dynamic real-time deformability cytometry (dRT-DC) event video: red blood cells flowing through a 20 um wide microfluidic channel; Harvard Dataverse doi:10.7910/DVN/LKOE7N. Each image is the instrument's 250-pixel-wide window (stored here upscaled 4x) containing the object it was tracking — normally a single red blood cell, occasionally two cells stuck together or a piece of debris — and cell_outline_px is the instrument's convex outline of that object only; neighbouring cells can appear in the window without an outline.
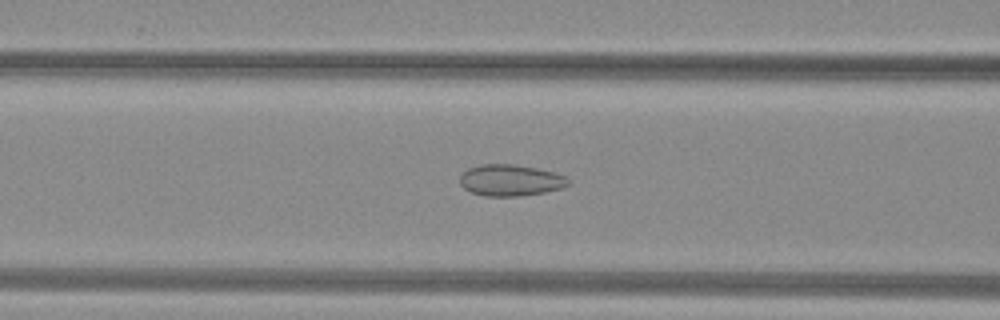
{"species": "common noctule bat (a hibernating species)", "species_latin": "Nyctalus noctula", "temperature_condition": "warm", "stored_images_in_passage": 52, "camera_frame_rate_fps": 3000, "um_per_image_px": 0.085, "animal": {"sex": "female", "body_mass_g": 29.2, "forearm_length_mm": 56.3}, "frame": {"image": 1, "passage_image": 22, "time_ms": 7.0, "image_size_px": [1000, 320], "cell_outline_px": [[568, 184], [564, 188], [544, 192], [520, 196], [484, 196], [472, 192], [464, 188], [460, 184], [460, 176], [468, 168], [480, 164], [512, 164], [536, 168], [552, 172], [564, 176], [568, 180]], "centroid_in_image_um": [43.36, 15.32], "position_along_channel_um": 123.2, "area_um2": 19.71}}
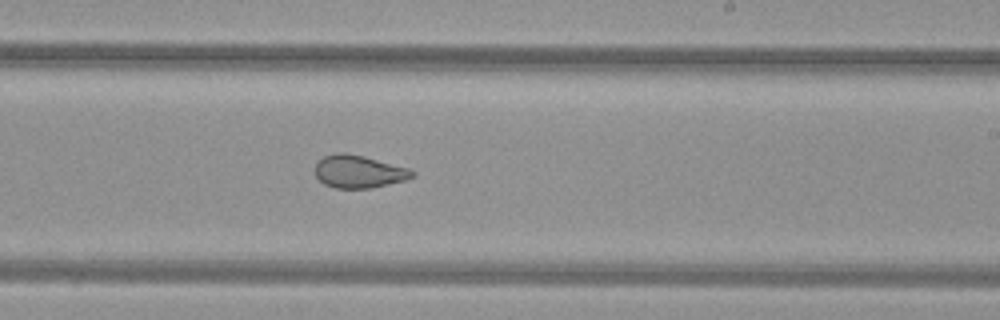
{"frame": {"image": 2, "passage_image": 32, "time_ms": 10.333, "image_size_px": [1000, 320], "cell_outline_px": [[416, 176], [404, 180], [372, 188], [332, 188], [324, 184], [316, 176], [316, 164], [324, 156], [336, 152], [344, 152], [364, 156], [408, 168], [416, 172]], "centroid_in_image_um": [30.5, 14.58], "position_along_channel_um": 258.5, "area_um2": 18.5}}
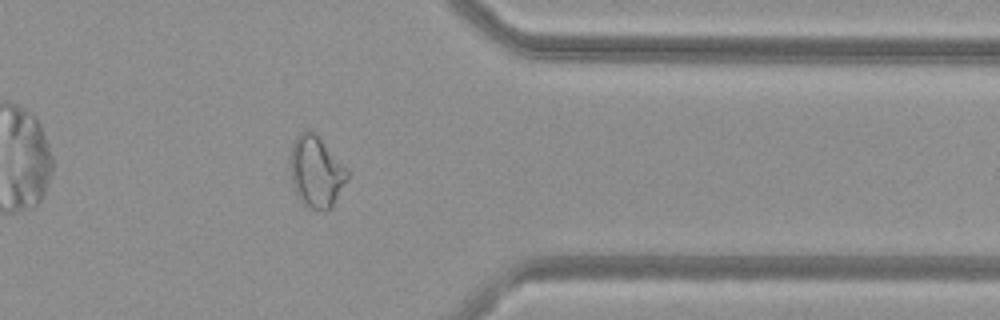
{"frame": {"image": 3, "passage_image": 42, "time_ms": 13.667, "image_size_px": [1000, 320], "cell_outline_px": [[348, 176], [332, 208], [324, 212], [308, 208], [296, 196], [292, 188], [288, 164], [288, 160], [292, 144], [300, 132], [312, 132], [348, 168]], "centroid_in_image_um": [26.83, 14.67], "position_along_channel_um": 384.6, "area_um2": 23.93}, "authors_computed_cell_mechanics": {"area_um2": 24.6228, "velocity_mm_per_s": 4.0692, "shape_relaxation_time_tau1_ms": null, "shape_relaxation_time_tau2_ms": 1.2865, "deformation_change_tau1": null, "deformation_change_tau2": 0.0695}}